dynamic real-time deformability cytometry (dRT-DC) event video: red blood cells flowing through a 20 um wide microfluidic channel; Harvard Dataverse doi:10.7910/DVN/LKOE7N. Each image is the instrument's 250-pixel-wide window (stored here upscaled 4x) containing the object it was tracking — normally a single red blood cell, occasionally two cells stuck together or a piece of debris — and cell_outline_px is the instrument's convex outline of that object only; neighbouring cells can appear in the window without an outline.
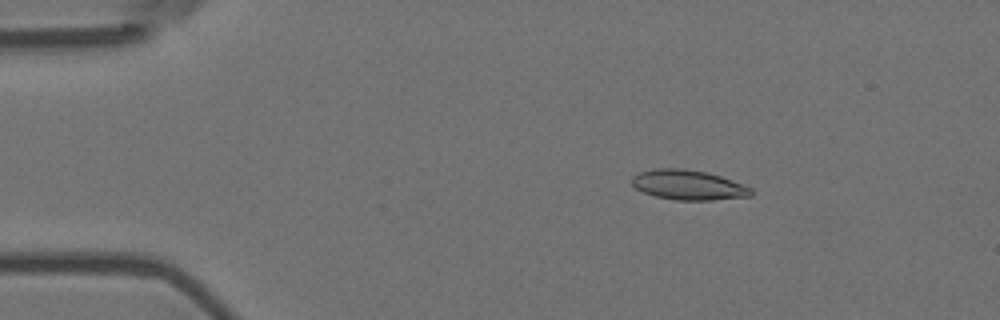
{"species": "Egyptian fruit bat (a non-hibernating species)", "species_latin": "Rousettus aegyptiacus", "temperature_condition": "room temperature", "stored_images_in_passage": 5, "camera_frame_rate_fps": 3000, "um_per_image_px": 0.085, "animal": {"sex": "female"}, "frame": {"image": 1, "passage_image": 3, "time_ms": 0.667, "image_size_px": [1000, 320], "cell_outline_px": [[756, 192], [752, 196], [712, 200], [676, 200], [656, 196], [644, 192], [636, 188], [632, 184], [632, 176], [640, 172], [652, 168], [684, 168], [708, 172], [744, 184], [752, 188]], "centroid_in_image_um": [58.55, 15.71], "position_along_channel_um": 26.4, "area_um2": 20.98}}